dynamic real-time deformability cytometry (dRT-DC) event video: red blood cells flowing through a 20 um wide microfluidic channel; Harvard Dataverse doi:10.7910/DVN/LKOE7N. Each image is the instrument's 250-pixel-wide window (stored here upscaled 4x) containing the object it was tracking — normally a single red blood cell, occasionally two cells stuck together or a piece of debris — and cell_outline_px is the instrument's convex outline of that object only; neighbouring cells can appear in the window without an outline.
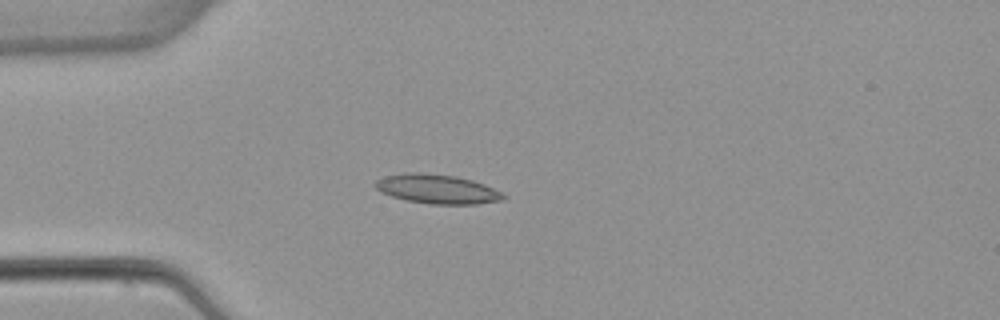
{"species": "common noctule bat (a hibernating species)", "species_latin": "Nyctalus noctula", "temperature_condition": "warm", "stored_images_in_passage": 4, "camera_frame_rate_fps": 3000, "um_per_image_px": 0.085, "animal": {"sex": "female", "body_mass_g": 22.7, "forearm_length_mm": 54.2}, "frame": {"image": 1, "passage_image": 4, "time_ms": 4.0, "image_size_px": [1000, 320], "cell_outline_px": [[504, 200], [476, 204], [432, 204], [404, 200], [380, 192], [372, 184], [376, 180], [384, 176], [412, 172], [420, 172], [456, 176], [472, 180], [484, 184], [500, 192], [504, 196]], "centroid_in_image_um": [37.11, 16.07], "position_along_channel_um": 47.9, "area_um2": 21.79}}